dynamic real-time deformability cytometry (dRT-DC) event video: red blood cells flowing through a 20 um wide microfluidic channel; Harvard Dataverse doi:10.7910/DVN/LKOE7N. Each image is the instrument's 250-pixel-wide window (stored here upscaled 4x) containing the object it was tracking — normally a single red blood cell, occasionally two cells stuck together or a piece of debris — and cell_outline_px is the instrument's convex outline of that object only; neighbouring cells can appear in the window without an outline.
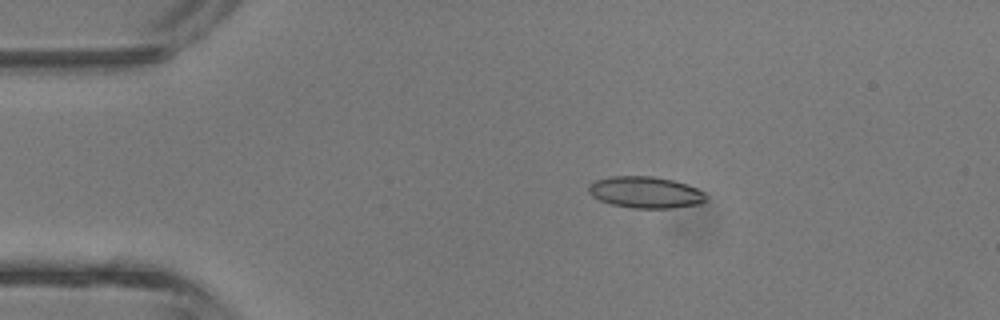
{"species": "common noctule bat (a hibernating species)", "species_latin": "Nyctalus noctula", "temperature_condition": "room temperature", "stored_images_in_passage": 36, "camera_frame_rate_fps": 3000, "um_per_image_px": 0.085, "animal": {"sex": "male", "body_mass_g": 13.3}, "frame": {"image": 1, "passage_image": 1, "time_ms": 0.0, "image_size_px": [1000, 320], "cell_outline_px": [[708, 196], [700, 204], [672, 208], [632, 208], [612, 204], [600, 200], [592, 196], [588, 192], [588, 184], [596, 180], [612, 176], [652, 176], [672, 180], [696, 188], [704, 192]], "centroid_in_image_um": [54.85, 16.35], "position_along_channel_um": 30.2, "area_um2": 21.5}}
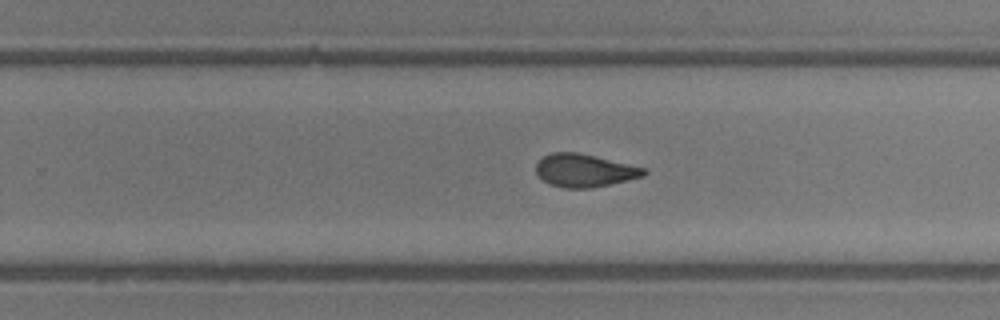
{"frame": {"image": 2, "passage_image": 20, "time_ms": 6.333, "image_size_px": [1000, 320], "cell_outline_px": [[648, 172], [644, 176], [592, 188], [564, 188], [548, 184], [536, 172], [536, 164], [544, 156], [552, 152], [576, 152], [628, 164], [644, 168]], "centroid_in_image_um": [49.66, 14.5], "position_along_channel_um": 280.1, "area_um2": 20.4}}
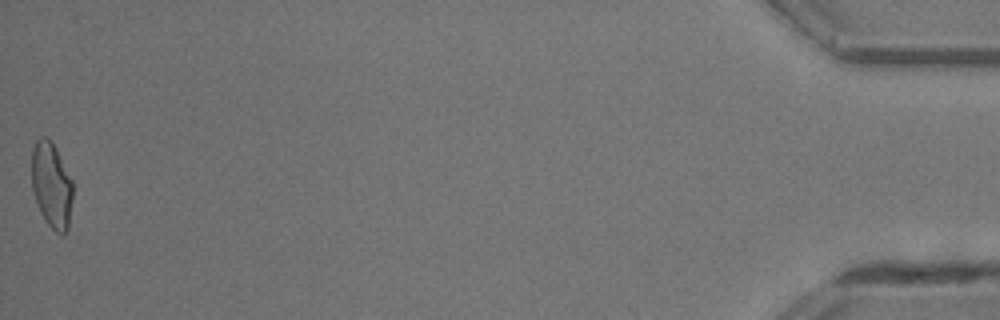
{"frame": {"image": 3, "passage_image": 36, "time_ms": 11.667, "image_size_px": [1000, 320], "cell_outline_px": [[72, 200], [68, 228], [64, 236], [60, 236], [48, 224], [40, 212], [32, 188], [32, 148], [36, 140], [40, 136], [48, 136], [56, 148], [72, 180]], "centroid_in_image_um": [4.38, 15.73], "position_along_channel_um": 430.8, "area_um2": 20.63}, "authors_computed_cell_mechanics": {"area_um2": 21.0681, "velocity_mm_per_s": 4.79, "shape_relaxation_time_tau1_ms": 4.1017, "shape_relaxation_time_tau2_ms": 1.9421, "deformation_change_tau1": 0.1461, "deformation_change_tau2": 0.0845}}